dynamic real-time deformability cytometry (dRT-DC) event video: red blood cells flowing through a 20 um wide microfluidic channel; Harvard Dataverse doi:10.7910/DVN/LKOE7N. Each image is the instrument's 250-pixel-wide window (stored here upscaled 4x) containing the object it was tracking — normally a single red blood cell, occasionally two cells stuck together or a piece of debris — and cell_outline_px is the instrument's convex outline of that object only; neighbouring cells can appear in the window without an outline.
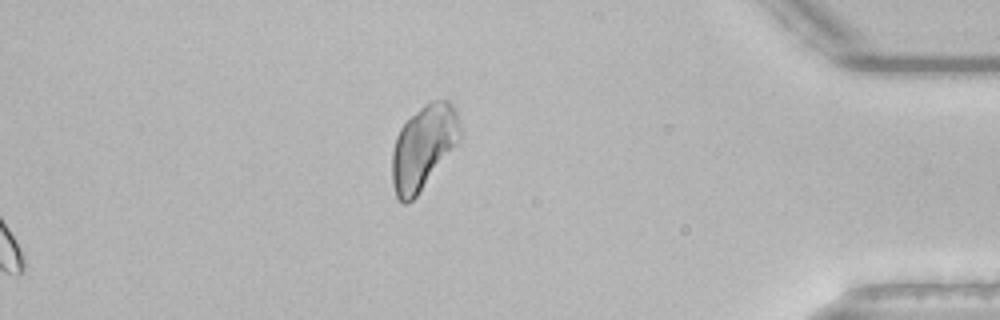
{"species": "common noctule bat (a hibernating species)", "species_latin": "Nyctalus noctula", "temperature_condition": "room temperature", "stored_images_in_passage": 53, "segment_of_instrument_passage": [2, 2], "camera_frame_rate_fps": 3000, "um_per_image_px": 0.085, "animal": {"sex": "male", "body_mass_g": 21.5, "forearm_length_mm": 52.0}, "frame": {"image": 1, "passage_image": 53, "time_ms": 17.333, "image_size_px": [1000, 320], "cell_outline_px": [[460, 140], [416, 196], [408, 204], [404, 204], [396, 196], [392, 184], [392, 152], [396, 136], [400, 128], [424, 104], [432, 100], [448, 100], [456, 108], [460, 120]], "centroid_in_image_um": [35.99, 12.5], "position_along_channel_um": 399.2, "area_um2": 33.06}}